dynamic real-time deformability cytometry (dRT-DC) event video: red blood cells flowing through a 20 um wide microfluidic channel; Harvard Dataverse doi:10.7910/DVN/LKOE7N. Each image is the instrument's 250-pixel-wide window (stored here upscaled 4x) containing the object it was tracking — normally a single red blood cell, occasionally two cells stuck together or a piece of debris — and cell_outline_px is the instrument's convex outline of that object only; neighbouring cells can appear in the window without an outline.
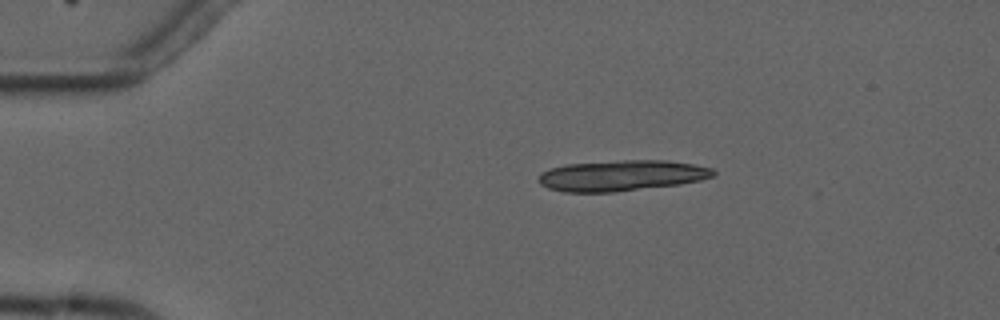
{"species": "common noctule bat (a hibernating species)", "species_latin": "Nyctalus noctula", "temperature_condition": "cold", "stored_images_in_passage": 4, "camera_frame_rate_fps": 3000, "um_per_image_px": 0.085, "animal": {"sex": "male", "forearm_length_mm": 52.5}, "frame": {"image": 1, "passage_image": 1, "time_ms": 0.0, "image_size_px": [1000, 320], "cell_outline_px": [[716, 176], [700, 180], [680, 184], [612, 192], [564, 192], [548, 188], [540, 184], [540, 172], [548, 168], [564, 164], [624, 160], [668, 160], [692, 164], [712, 168], [716, 172]], "centroid_in_image_um": [52.83, 14.91], "position_along_channel_um": 32.2, "area_um2": 31.44}}